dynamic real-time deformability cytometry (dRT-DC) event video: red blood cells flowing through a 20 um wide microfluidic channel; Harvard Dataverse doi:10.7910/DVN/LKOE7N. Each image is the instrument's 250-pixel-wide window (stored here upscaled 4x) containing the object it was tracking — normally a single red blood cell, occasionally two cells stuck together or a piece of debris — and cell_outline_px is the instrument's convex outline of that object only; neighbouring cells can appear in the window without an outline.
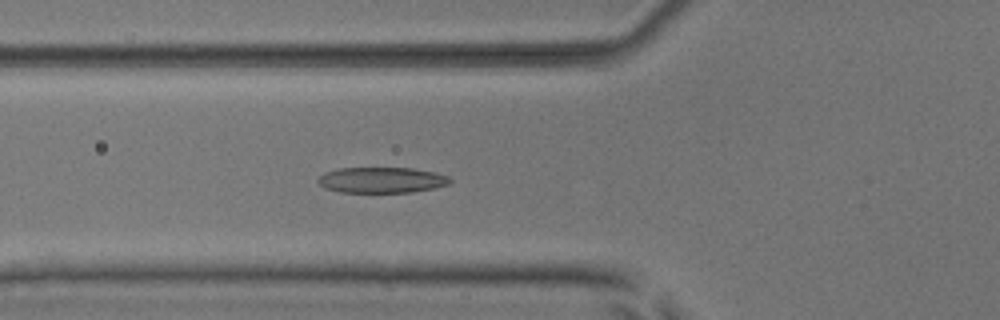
{"species": "common noctule bat (a hibernating species)", "species_latin": "Nyctalus noctula", "temperature_condition": "room temperature", "stored_images_in_passage": 54, "segment_of_instrument_passage": [1, 2], "camera_frame_rate_fps": 3000, "um_per_image_px": 0.085, "animal": {"sex": "male", "body_mass_g": 17.9, "forearm_length_mm": 54.2}, "frame": {"image": 1, "passage_image": 20, "time_ms": 6.333, "image_size_px": [1000, 320], "cell_outline_px": [[452, 180], [448, 184], [432, 188], [412, 192], [340, 192], [324, 188], [316, 180], [324, 172], [336, 168], [412, 168], [436, 172], [448, 176]], "centroid_in_image_um": [32.41, 15.29], "position_along_channel_um": 93.4, "area_um2": 19.83}}
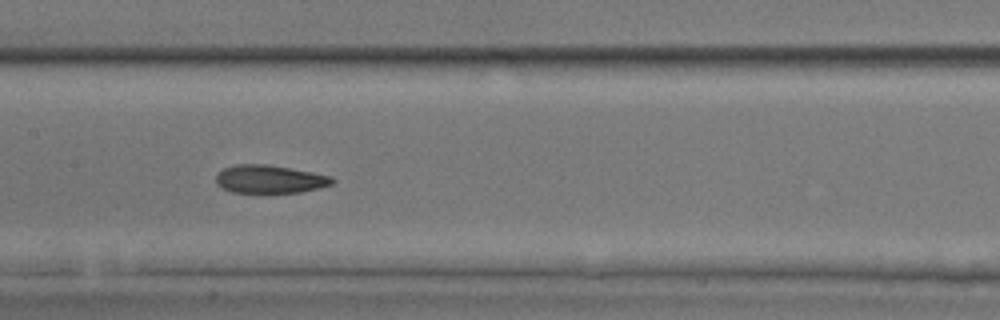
{"frame": {"image": 2, "passage_image": 27, "time_ms": 8.667, "image_size_px": [1000, 320], "cell_outline_px": [[336, 180], [332, 184], [300, 192], [232, 192], [220, 188], [216, 184], [216, 172], [224, 168], [236, 164], [268, 164], [312, 172], [332, 176]], "centroid_in_image_um": [22.88, 15.21], "position_along_channel_um": 184.5, "area_um2": 19.07}}
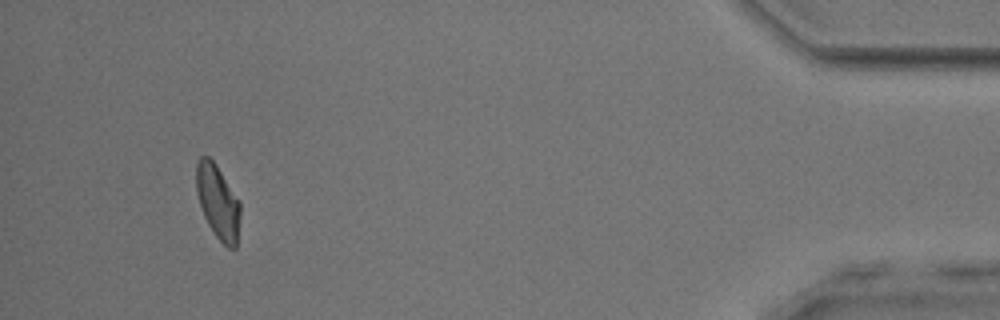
{"frame": {"image": 3, "passage_image": 50, "time_ms": 16.333, "image_size_px": [1000, 320], "cell_outline_px": [[240, 216], [236, 248], [228, 248], [216, 236], [208, 224], [204, 216], [196, 192], [196, 164], [200, 156], [208, 156], [216, 164], [240, 200]], "centroid_in_image_um": [18.52, 17.14], "position_along_channel_um": 416.7, "area_um2": 19.02}}